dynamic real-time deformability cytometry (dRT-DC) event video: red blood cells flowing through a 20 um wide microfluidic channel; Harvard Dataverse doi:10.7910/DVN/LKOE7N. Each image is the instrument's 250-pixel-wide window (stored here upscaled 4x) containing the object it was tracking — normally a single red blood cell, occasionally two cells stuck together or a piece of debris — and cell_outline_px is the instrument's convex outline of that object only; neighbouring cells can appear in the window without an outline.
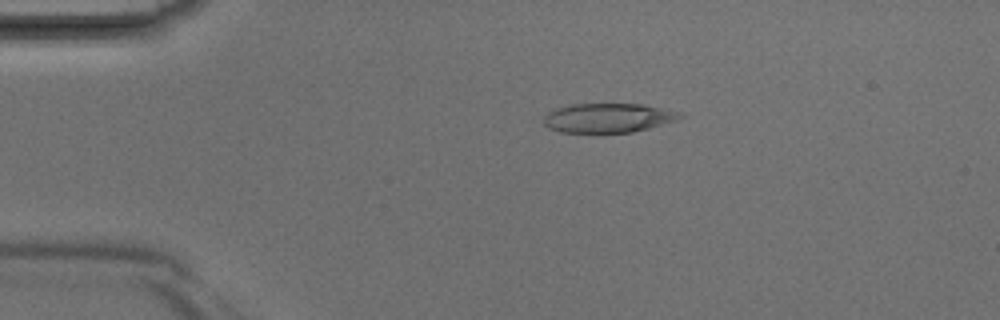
{"species": "Egyptian fruit bat (a non-hibernating species)", "species_latin": "Rousettus aegyptiacus", "temperature_condition": "room temperature", "stored_images_in_passage": 42, "camera_frame_rate_fps": 3000, "um_per_image_px": 0.085, "animal": {"sex": "male"}, "frame": {"image": 1, "passage_image": 9, "time_ms": 2.667, "image_size_px": [1000, 320], "cell_outline_px": [[684, 116], [676, 120], [648, 128], [632, 132], [600, 136], [560, 132], [548, 128], [544, 124], [544, 116], [548, 112], [556, 108], [572, 104], [644, 104], [680, 112]], "centroid_in_image_um": [51.63, 10.07], "position_along_channel_um": 33.4, "area_um2": 24.16}}
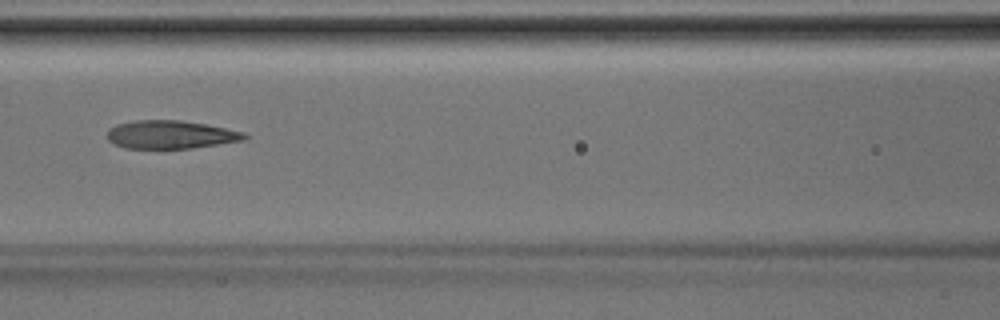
{"frame": {"image": 2, "passage_image": 19, "time_ms": 6.0, "image_size_px": [1000, 320], "cell_outline_px": [[252, 136], [248, 140], [192, 148], [124, 148], [112, 144], [108, 140], [108, 128], [116, 124], [136, 120], [180, 120], [204, 124], [244, 132]], "centroid_in_image_um": [14.53, 11.45], "position_along_channel_um": 152.1, "area_um2": 22.77}}
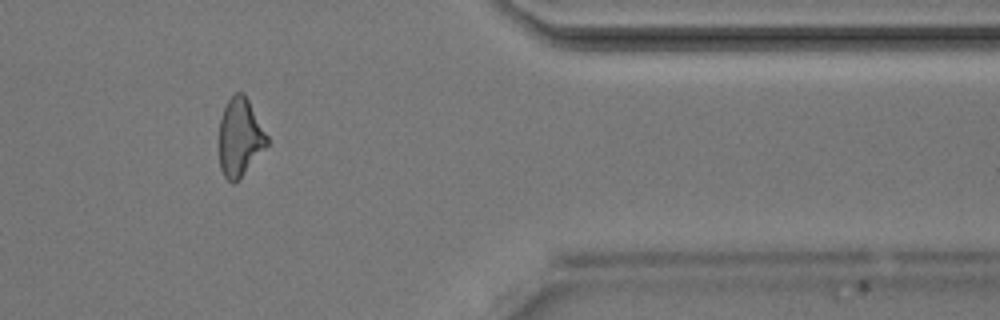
{"frame": {"image": 3, "passage_image": 35, "time_ms": 11.333, "image_size_px": [1000, 320], "cell_outline_px": [[268, 144], [240, 176], [232, 184], [224, 176], [220, 168], [220, 120], [224, 108], [228, 100], [236, 92], [244, 92], [268, 136]], "centroid_in_image_um": [20.39, 11.63], "position_along_channel_um": 391.0, "area_um2": 21.21}}